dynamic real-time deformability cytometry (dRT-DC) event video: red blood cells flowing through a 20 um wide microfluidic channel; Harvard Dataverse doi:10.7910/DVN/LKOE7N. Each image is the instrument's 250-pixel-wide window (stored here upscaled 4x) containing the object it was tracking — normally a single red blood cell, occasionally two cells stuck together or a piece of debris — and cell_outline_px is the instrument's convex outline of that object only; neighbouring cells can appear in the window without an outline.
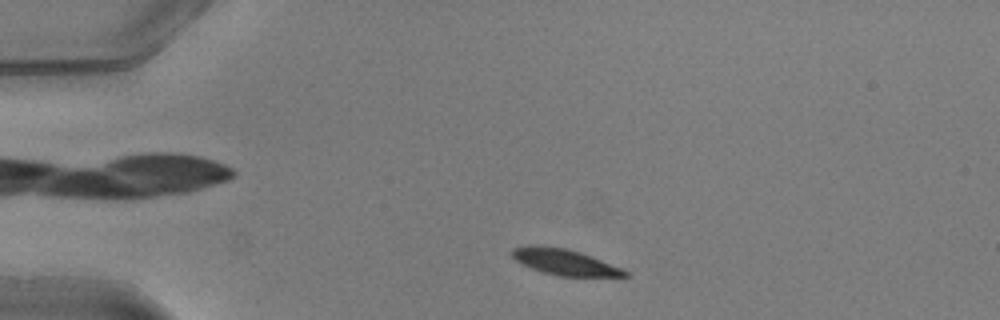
{"species": "common noctule bat (a hibernating species)", "species_latin": "Nyctalus noctula", "temperature_condition": "warm", "stored_images_in_passage": 43, "camera_frame_rate_fps": 3000, "um_per_image_px": 0.085, "animal": {"sex": "male", "body_mass_g": 20.5, "forearm_length_mm": 52.5}, "frame": {"image": 1, "passage_image": 4, "time_ms": 1.0, "image_size_px": [1000, 320], "cell_outline_px": [[628, 276], [560, 276], [544, 272], [520, 264], [512, 256], [512, 248], [528, 244], [532, 244], [568, 248], [592, 256], [620, 268], [628, 272]], "centroid_in_image_um": [47.93, 22.25], "position_along_channel_um": 37.1, "area_um2": 16.99}}
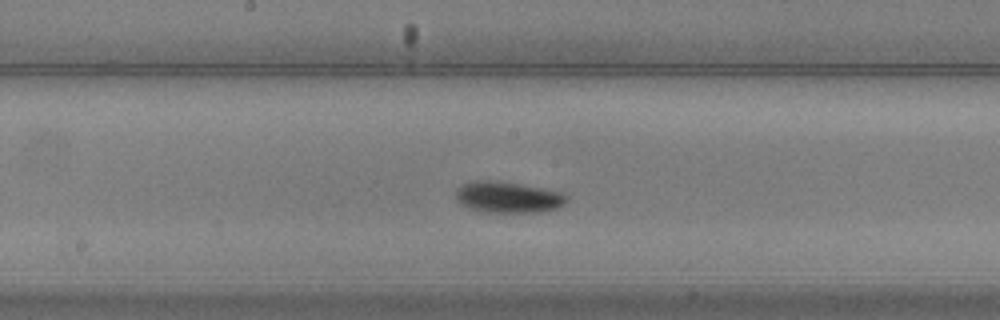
{"frame": {"image": 2, "passage_image": 20, "time_ms": 6.333, "image_size_px": [1000, 320], "cell_outline_px": [[568, 200], [564, 204], [556, 208], [540, 212], [484, 212], [468, 208], [460, 204], [456, 200], [456, 192], [464, 184], [472, 180], [496, 180], [520, 184], [564, 192], [568, 196]], "centroid_in_image_um": [43.19, 16.76], "position_along_channel_um": 205.0, "area_um2": 20.29}}
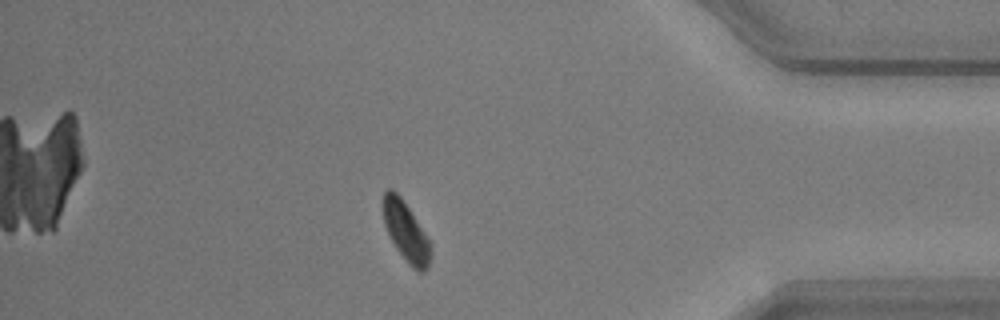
{"frame": {"image": 3, "passage_image": 37, "time_ms": 12.0, "image_size_px": [1000, 320], "cell_outline_px": [[432, 244], [428, 268], [424, 272], [416, 272], [408, 264], [396, 248], [384, 224], [380, 204], [380, 200], [384, 192], [388, 188], [392, 188], [400, 196]], "centroid_in_image_um": [34.46, 19.67], "position_along_channel_um": 400.7, "area_um2": 16.7}, "authors_computed_cell_mechanics": {"area_um2": 18.3226, "velocity_mm_per_s": 4.0107, "shape_relaxation_time_tau1_ms": 2.2459, "shape_relaxation_time_tau2_ms": null, "deformation_change_tau1": 0.1011, "deformation_change_tau2": null}}